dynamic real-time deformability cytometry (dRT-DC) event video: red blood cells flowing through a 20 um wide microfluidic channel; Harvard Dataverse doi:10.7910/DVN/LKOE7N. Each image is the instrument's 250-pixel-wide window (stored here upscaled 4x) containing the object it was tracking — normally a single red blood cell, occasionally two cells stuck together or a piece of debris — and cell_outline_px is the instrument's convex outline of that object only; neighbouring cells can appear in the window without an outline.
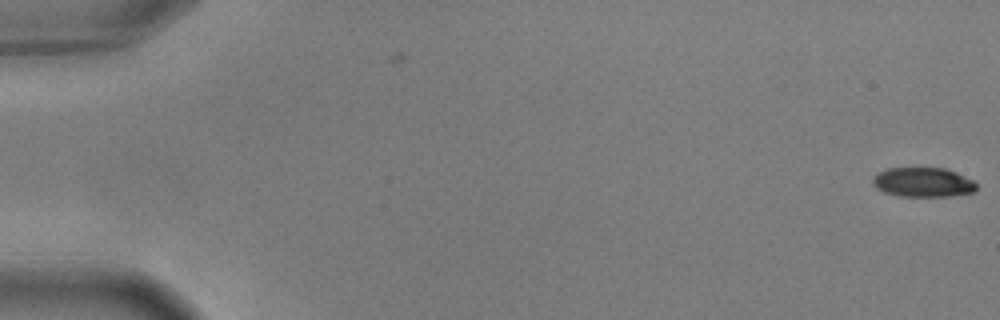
{"species": "common noctule bat (a hibernating species)", "species_latin": "Nyctalus noctula", "temperature_condition": "warm", "stored_images_in_passage": 56, "camera_frame_rate_fps": 3000, "um_per_image_px": 0.085, "animal": {"sex": "male", "body_mass_g": 17.9, "forearm_length_mm": 54.2}, "frame": {"image": 1, "passage_image": 1, "time_ms": 0.0, "image_size_px": [1000, 320], "cell_outline_px": [[976, 192], [952, 196], [900, 196], [884, 192], [876, 188], [872, 184], [872, 180], [880, 172], [888, 168], [944, 168], [956, 172], [972, 180], [976, 184]], "centroid_in_image_um": [78.48, 15.5], "position_along_channel_um": 6.5, "area_um2": 17.74}}
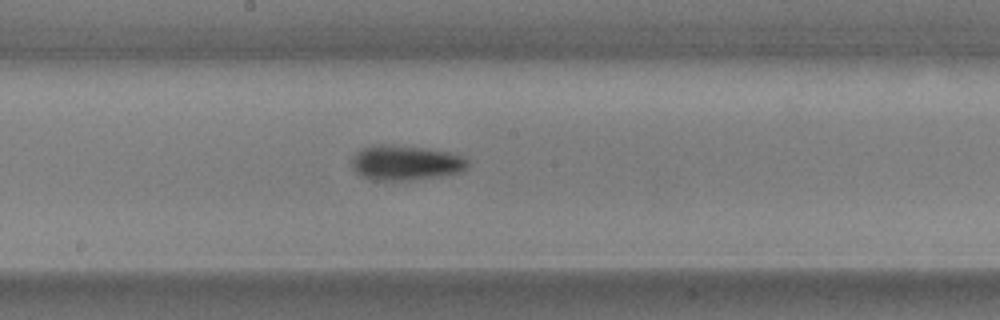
{"frame": {"image": 2, "passage_image": 31, "time_ms": 10.0, "image_size_px": [1000, 320], "cell_outline_px": [[468, 168], [460, 172], [444, 176], [404, 180], [372, 180], [360, 176], [352, 168], [352, 156], [356, 152], [364, 148], [384, 144], [424, 148], [448, 152], [464, 156], [468, 160]], "centroid_in_image_um": [34.49, 13.85], "position_along_channel_um": 213.7, "area_um2": 23.58}}
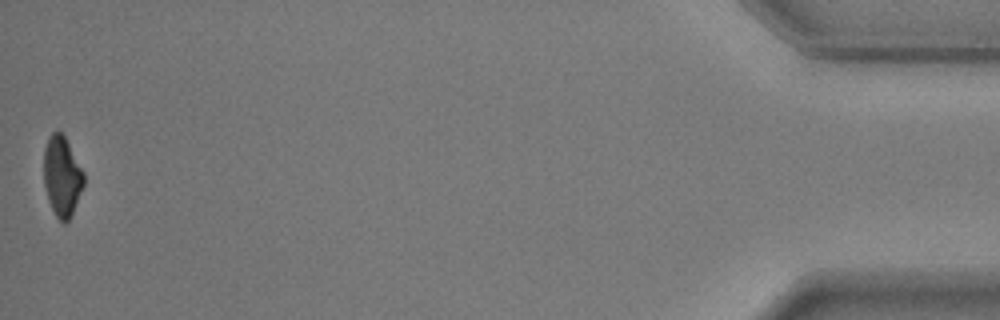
{"frame": {"image": 3, "passage_image": 56, "time_ms": 18.333, "image_size_px": [1000, 320], "cell_outline_px": [[84, 184], [72, 212], [68, 220], [64, 224], [56, 216], [48, 200], [44, 184], [44, 148], [48, 136], [52, 132], [60, 132], [64, 136], [84, 172]], "centroid_in_image_um": [5.25, 14.97], "position_along_channel_um": 429.9, "area_um2": 18.38}, "authors_computed_cell_mechanics": {"area_um2": 21.0681, "velocity_mm_per_s": 3.6599, "shape_relaxation_time_tau1_ms": 2.9521, "shape_relaxation_time_tau2_ms": null, "deformation_change_tau1": 0.1491, "deformation_change_tau2": null}}